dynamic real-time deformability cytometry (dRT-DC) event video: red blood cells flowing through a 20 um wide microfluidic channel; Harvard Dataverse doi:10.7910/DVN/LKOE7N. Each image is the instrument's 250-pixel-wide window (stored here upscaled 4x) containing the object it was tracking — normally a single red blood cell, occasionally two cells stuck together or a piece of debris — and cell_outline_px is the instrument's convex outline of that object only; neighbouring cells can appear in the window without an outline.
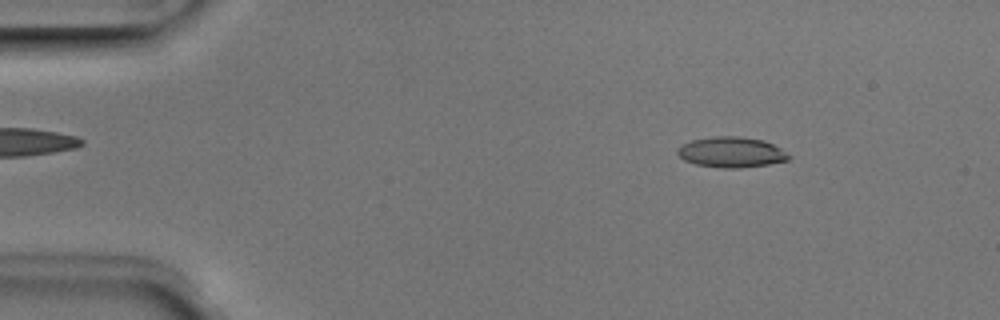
{"species": "Egyptian fruit bat (a non-hibernating species)", "species_latin": "Rousettus aegyptiacus", "temperature_condition": "room temperature", "stored_images_in_passage": 4, "camera_frame_rate_fps": 3000, "um_per_image_px": 0.085, "animal": {"sex": "male"}, "frame": {"image": 1, "passage_image": 1, "time_ms": 0.0, "image_size_px": [1000, 320], "cell_outline_px": [[792, 156], [788, 160], [768, 164], [740, 168], [724, 168], [696, 164], [684, 160], [676, 152], [676, 148], [692, 140], [712, 136], [736, 136], [764, 140], [780, 148]], "centroid_in_image_um": [62.16, 12.93], "position_along_channel_um": 22.8, "area_um2": 19.71}}